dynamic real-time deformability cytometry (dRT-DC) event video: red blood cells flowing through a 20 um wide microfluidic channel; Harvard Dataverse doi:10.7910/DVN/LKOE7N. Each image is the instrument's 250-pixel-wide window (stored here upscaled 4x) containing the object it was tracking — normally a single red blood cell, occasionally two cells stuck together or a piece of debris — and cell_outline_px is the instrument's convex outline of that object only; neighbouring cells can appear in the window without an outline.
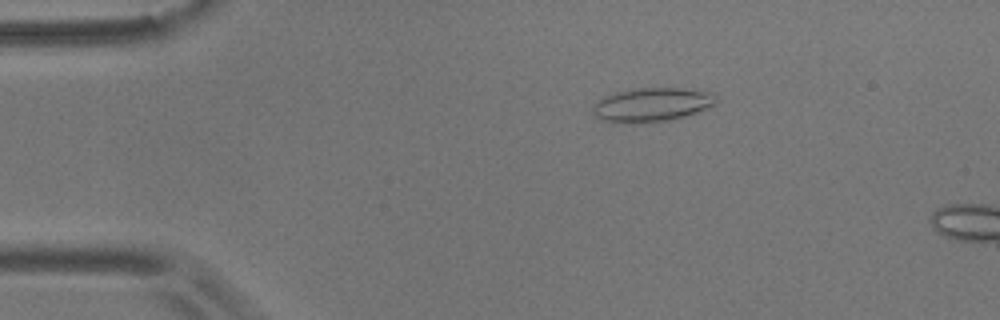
{"species": "common noctule bat (a hibernating species)", "species_latin": "Nyctalus noctula", "temperature_condition": "room temperature", "stored_images_in_passage": 14, "camera_frame_rate_fps": 3000, "um_per_image_px": 0.085, "animal": {"sex": "male", "body_mass_g": 17.9}, "frame": {"image": 1, "passage_image": 10, "time_ms": 3.0, "image_size_px": [1000, 320], "cell_outline_px": [[720, 100], [716, 104], [696, 112], [672, 120], [640, 124], [632, 124], [600, 120], [592, 112], [592, 104], [604, 96], [616, 92], [632, 88], [684, 88], [716, 92]], "centroid_in_image_um": [55.43, 8.9], "position_along_channel_um": 29.6, "area_um2": 25.09}}